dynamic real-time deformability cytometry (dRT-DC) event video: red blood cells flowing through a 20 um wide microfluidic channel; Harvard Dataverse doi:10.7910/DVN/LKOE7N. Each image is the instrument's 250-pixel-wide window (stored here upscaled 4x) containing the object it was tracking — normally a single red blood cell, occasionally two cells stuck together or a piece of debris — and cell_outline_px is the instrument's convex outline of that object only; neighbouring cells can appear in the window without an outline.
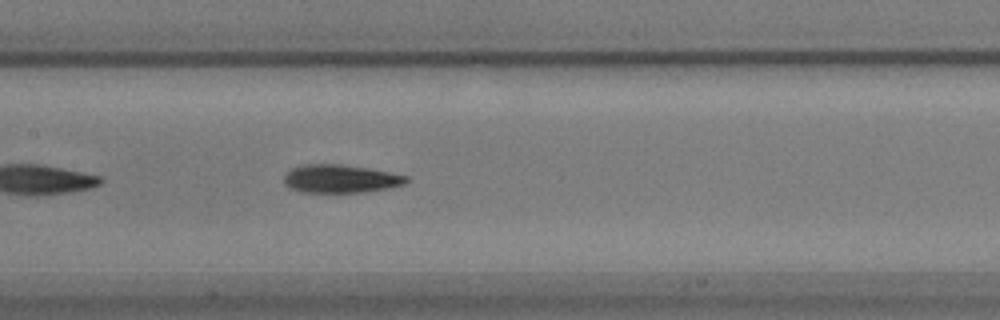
{"species": "common noctule bat (a hibernating species)", "species_latin": "Nyctalus noctula", "temperature_condition": "warm", "stored_images_in_passage": 38, "camera_frame_rate_fps": 3000, "um_per_image_px": 0.085, "animal": {"sex": "male", "body_mass_g": 17.9}, "frame": {"image": 1, "passage_image": 12, "time_ms": 3.667, "image_size_px": [1000, 320], "cell_outline_px": [[408, 180], [404, 184], [388, 188], [364, 192], [300, 192], [288, 188], [284, 184], [284, 176], [292, 168], [304, 164], [340, 164], [368, 168], [392, 172], [408, 176]], "centroid_in_image_um": [28.93, 15.19], "position_along_channel_um": 178.5, "area_um2": 20.17}}
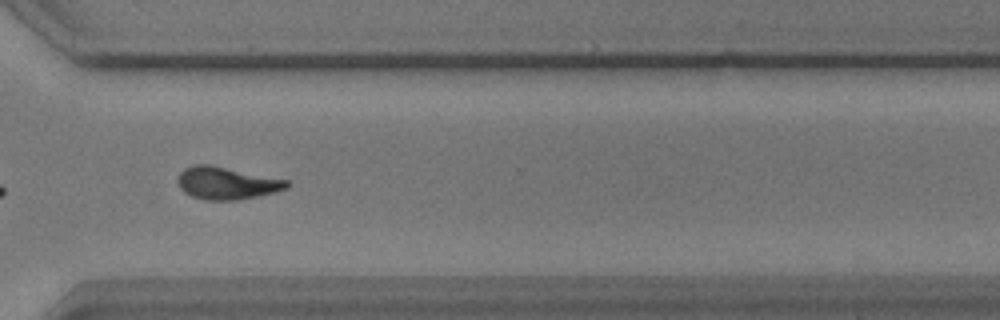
{"frame": {"image": 2, "passage_image": 27, "time_ms": 8.667, "image_size_px": [1000, 320], "cell_outline_px": [[292, 184], [288, 188], [276, 192], [236, 200], [204, 200], [192, 196], [184, 192], [180, 188], [176, 180], [180, 172], [184, 168], [196, 164], [208, 164], [288, 180]], "centroid_in_image_um": [19.26, 15.57], "position_along_channel_um": 351.3, "area_um2": 20.63}, "authors_computed_cell_mechanics": {"area_um2": 20.4901, "velocity_mm_per_s": 3.4673, "shape_relaxation_time_tau1_ms": 4.1923, "shape_relaxation_time_tau2_ms": 5.4751, "deformation_change_tau1": 0.1723, "deformation_change_tau2": 0.1043}}